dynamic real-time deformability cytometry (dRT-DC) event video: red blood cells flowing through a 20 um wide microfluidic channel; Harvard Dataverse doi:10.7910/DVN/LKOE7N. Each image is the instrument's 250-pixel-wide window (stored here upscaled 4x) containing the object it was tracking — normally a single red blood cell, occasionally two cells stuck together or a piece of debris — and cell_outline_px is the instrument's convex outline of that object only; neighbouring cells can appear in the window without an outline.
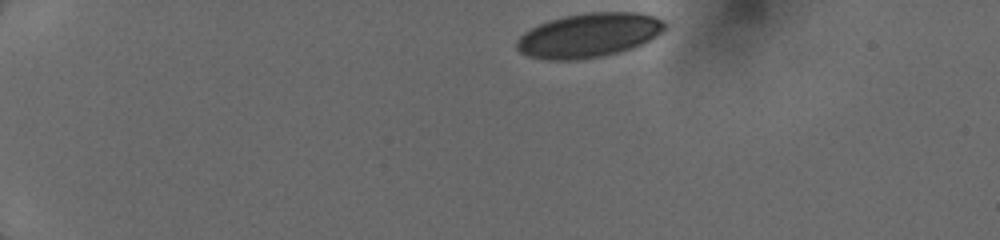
{"species": "human", "species_latin": "Homo sapiens", "temperature_condition": "cold", "stored_images_in_passage": 14, "camera_frame_rate_fps": 3000, "um_per_image_px": 0.085, "donor": {"sex": "female"}, "frame": {"image": 1, "passage_image": 1, "time_ms": 0.0, "image_size_px": [1000, 240], "cell_outline_px": [[668, 28], [656, 36], [632, 48], [600, 56], [576, 60], [548, 60], [528, 56], [520, 52], [516, 48], [516, 40], [524, 32], [548, 20], [564, 16], [584, 12], [640, 12], [664, 20], [668, 24]], "centroid_in_image_um": [50.06, 2.98], "position_along_channel_um": 34.9, "area_um2": 38.26}}
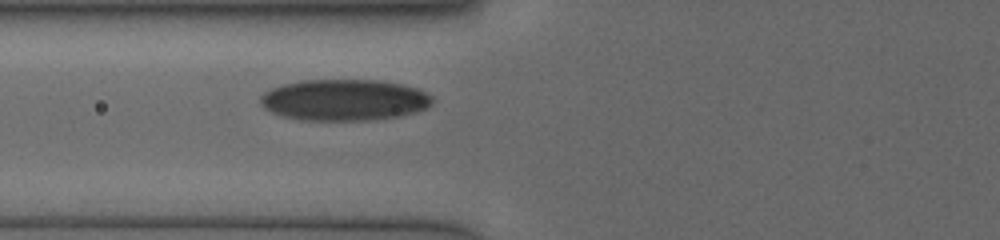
{"frame": {"image": 2, "passage_image": 11, "time_ms": 3.667, "image_size_px": [1000, 240], "cell_outline_px": [[432, 104], [428, 108], [416, 112], [400, 116], [368, 120], [300, 120], [284, 116], [272, 112], [264, 108], [260, 104], [260, 96], [264, 92], [272, 88], [284, 84], [300, 80], [380, 80], [404, 84], [416, 88], [432, 96]], "centroid_in_image_um": [29.27, 8.49], "position_along_channel_um": 96.5, "area_um2": 41.56}}
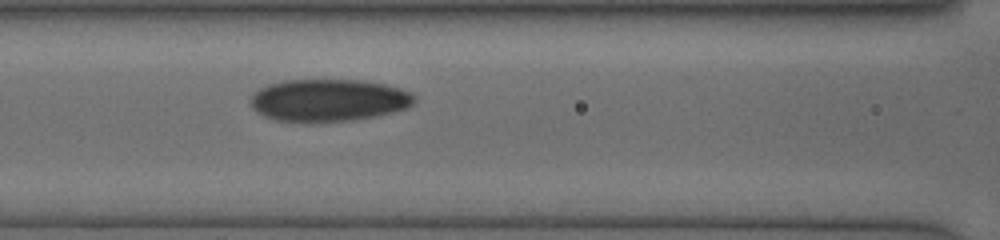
{"frame": {"image": 3, "passage_image": 14, "time_ms": 4.667, "image_size_px": [1000, 240], "cell_outline_px": [[416, 100], [408, 108], [376, 116], [352, 120], [316, 124], [312, 124], [276, 120], [264, 116], [252, 108], [252, 96], [260, 88], [268, 84], [284, 80], [364, 80], [388, 84], [412, 92], [416, 96]], "centroid_in_image_um": [27.97, 8.54], "position_along_channel_um": 138.6, "area_um2": 41.15}}